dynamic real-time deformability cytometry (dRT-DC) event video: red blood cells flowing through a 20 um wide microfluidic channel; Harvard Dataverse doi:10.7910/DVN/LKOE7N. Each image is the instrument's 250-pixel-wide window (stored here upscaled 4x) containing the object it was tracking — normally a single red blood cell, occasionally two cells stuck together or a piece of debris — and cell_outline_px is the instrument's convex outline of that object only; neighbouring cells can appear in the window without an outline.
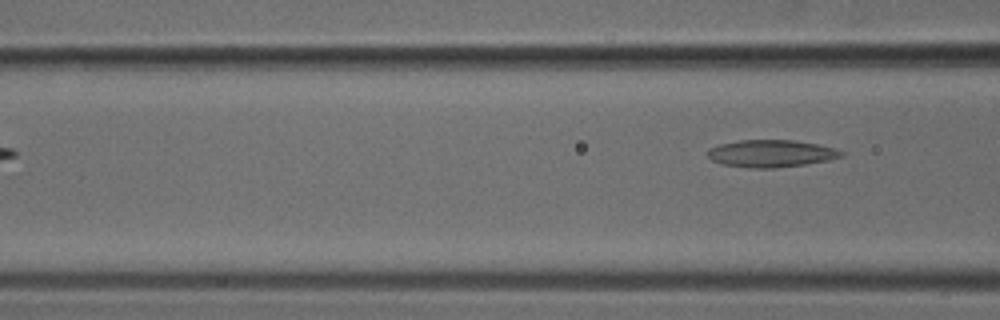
{"species": "common noctule bat (a hibernating species)", "species_latin": "Nyctalus noctula", "temperature_condition": "cold", "stored_images_in_passage": 4, "camera_frame_rate_fps": 3000, "um_per_image_px": 0.085, "animal": {"sex": "male", "body_mass_g": 18.8}, "frame": {"image": 1, "passage_image": 4, "time_ms": 1.0, "image_size_px": [1000, 320], "cell_outline_px": [[844, 156], [828, 160], [804, 164], [776, 168], [752, 168], [724, 164], [712, 160], [704, 152], [708, 148], [720, 144], [740, 140], [792, 140], [816, 144], [836, 148], [844, 152]], "centroid_in_image_um": [65.53, 13.04], "position_along_channel_um": 101.1, "area_um2": 21.21}}